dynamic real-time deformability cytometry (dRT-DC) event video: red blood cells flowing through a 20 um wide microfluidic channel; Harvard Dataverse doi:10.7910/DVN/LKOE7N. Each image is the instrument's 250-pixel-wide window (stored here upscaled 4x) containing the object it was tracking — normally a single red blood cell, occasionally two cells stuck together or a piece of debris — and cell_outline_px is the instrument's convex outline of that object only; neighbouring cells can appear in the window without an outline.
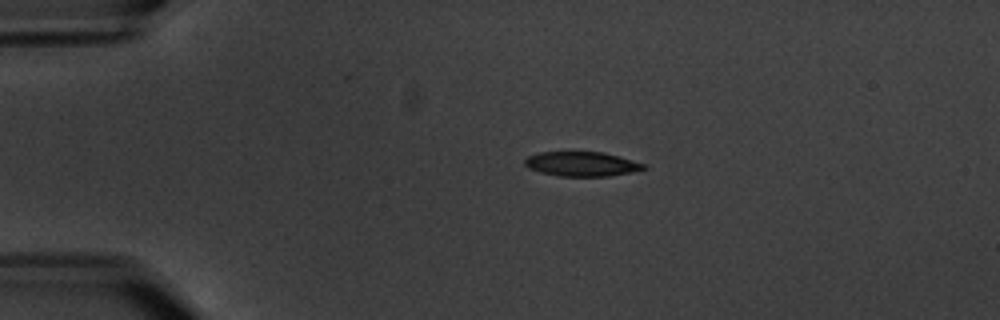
{"species": "common noctule bat (a hibernating species)", "species_latin": "Nyctalus noctula", "temperature_condition": "warm", "stored_images_in_passage": 6, "camera_frame_rate_fps": 3000, "um_per_image_px": 0.085, "animal": {"sex": "male", "body_mass_g": 20.1, "forearm_length_mm": 53.5}, "frame": {"image": 1, "passage_image": 3, "time_ms": 2.333, "image_size_px": [1000, 320], "cell_outline_px": [[648, 168], [632, 172], [608, 176], [560, 176], [540, 172], [528, 168], [524, 164], [524, 160], [528, 156], [540, 152], [604, 152], [648, 164]], "centroid_in_image_um": [49.48, 13.94], "position_along_channel_um": 35.5, "area_um2": 17.11}}
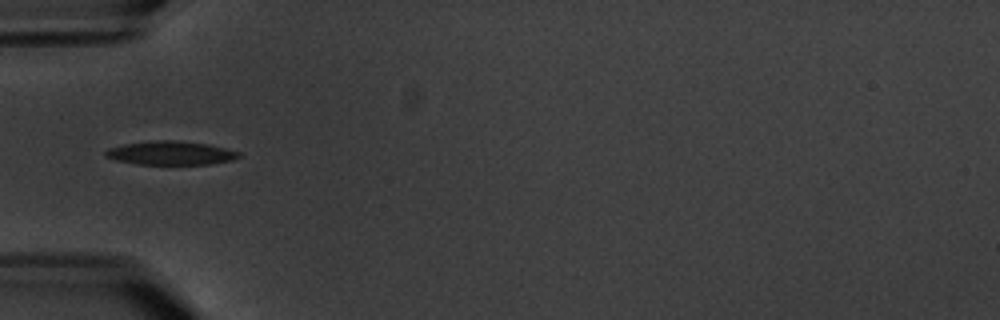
{"frame": {"image": 2, "passage_image": 5, "time_ms": 4.667, "image_size_px": [1000, 320], "cell_outline_px": [[240, 156], [232, 160], [208, 164], [136, 164], [116, 160], [104, 156], [104, 152], [108, 148], [124, 144], [156, 140], [172, 140], [208, 144], [240, 152]], "centroid_in_image_um": [14.47, 13.01], "position_along_channel_um": 70.5, "area_um2": 18.26}}